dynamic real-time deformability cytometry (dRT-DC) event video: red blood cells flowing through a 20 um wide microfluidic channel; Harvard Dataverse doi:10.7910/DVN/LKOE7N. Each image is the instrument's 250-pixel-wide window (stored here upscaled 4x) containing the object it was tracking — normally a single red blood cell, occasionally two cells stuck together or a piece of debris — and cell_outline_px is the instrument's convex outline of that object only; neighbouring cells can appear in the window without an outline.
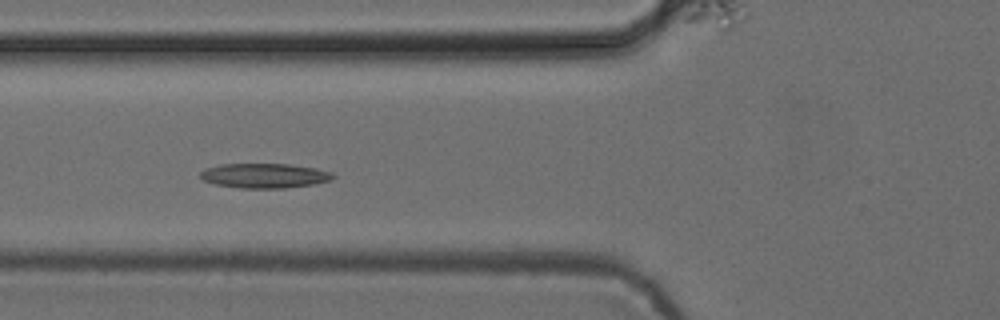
{"species": "common noctule bat (a hibernating species)", "species_latin": "Nyctalus noctula", "temperature_condition": "cold", "stored_images_in_passage": 39, "camera_frame_rate_fps": 3000, "um_per_image_px": 0.085, "animal": {"sex": "female", "body_mass_g": 24.6, "forearm_length_mm": 56.2}, "frame": {"image": 1, "passage_image": 6, "time_ms": 1.667, "image_size_px": [1000, 320], "cell_outline_px": [[336, 176], [332, 180], [312, 184], [284, 188], [240, 188], [216, 184], [204, 180], [200, 176], [200, 172], [204, 168], [220, 164], [288, 164], [316, 168], [332, 172]], "centroid_in_image_um": [22.49, 14.92], "position_along_channel_um": 103.3, "area_um2": 19.07}}
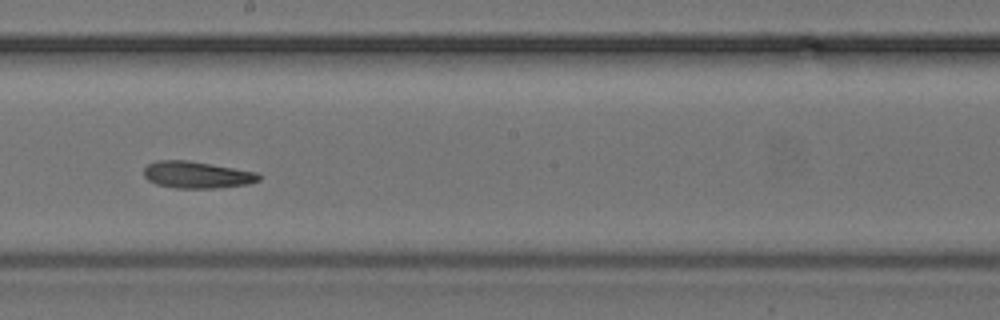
{"frame": {"image": 2, "passage_image": 16, "time_ms": 5.0, "image_size_px": [1000, 320], "cell_outline_px": [[260, 180], [248, 184], [216, 188], [176, 188], [156, 184], [148, 180], [144, 176], [144, 168], [148, 164], [156, 160], [188, 160], [256, 172], [260, 176]], "centroid_in_image_um": [16.7, 14.86], "position_along_channel_um": 231.5, "area_um2": 17.92}}
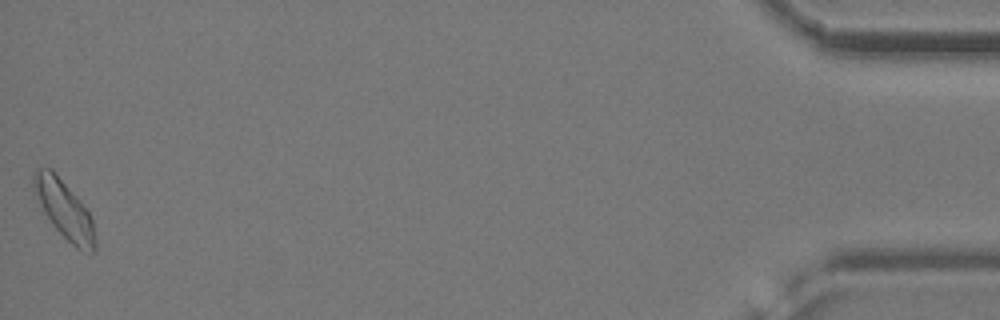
{"frame": {"image": 3, "passage_image": 39, "time_ms": 12.667, "image_size_px": [1000, 320], "cell_outline_px": [[96, 252], [92, 252], [76, 248], [52, 224], [44, 212], [32, 192], [32, 176], [36, 168], [52, 168], [80, 200], [88, 212], [92, 220], [96, 244]], "centroid_in_image_um": [5.43, 17.76], "position_along_channel_um": 429.8, "area_um2": 20.75}, "authors_computed_cell_mechanics": {"area_um2": 18.4382, "velocity_mm_per_s": 3.8385, "shape_relaxation_time_tau1_ms": 6.9693, "shape_relaxation_time_tau2_ms": null, "deformation_change_tau1": 0.1509, "deformation_change_tau2": null}}